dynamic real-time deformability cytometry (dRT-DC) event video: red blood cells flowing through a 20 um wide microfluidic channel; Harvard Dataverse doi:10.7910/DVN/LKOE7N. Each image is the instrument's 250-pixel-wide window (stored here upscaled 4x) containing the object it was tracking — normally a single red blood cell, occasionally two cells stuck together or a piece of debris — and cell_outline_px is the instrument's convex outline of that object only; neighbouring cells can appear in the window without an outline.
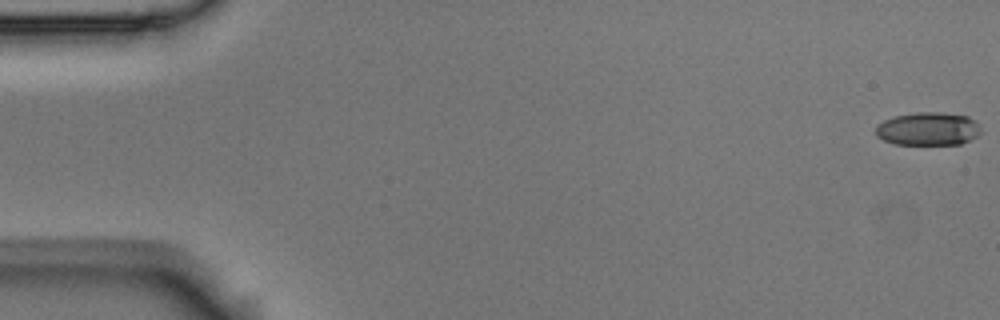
{"species": "Egyptian fruit bat (a non-hibernating species)", "species_latin": "Rousettus aegyptiacus", "temperature_condition": "room temperature", "stored_images_in_passage": 11, "camera_frame_rate_fps": 3000, "um_per_image_px": 0.085, "animal": {"sex": "male"}, "frame": {"image": 1, "passage_image": 1, "time_ms": 0.0, "image_size_px": [1000, 320], "cell_outline_px": [[980, 132], [976, 136], [960, 144], [896, 144], [884, 140], [876, 136], [876, 124], [892, 116], [916, 112], [940, 112], [968, 116], [980, 128]], "centroid_in_image_um": [78.83, 10.94], "position_along_channel_um": 6.2, "area_um2": 20.23}}